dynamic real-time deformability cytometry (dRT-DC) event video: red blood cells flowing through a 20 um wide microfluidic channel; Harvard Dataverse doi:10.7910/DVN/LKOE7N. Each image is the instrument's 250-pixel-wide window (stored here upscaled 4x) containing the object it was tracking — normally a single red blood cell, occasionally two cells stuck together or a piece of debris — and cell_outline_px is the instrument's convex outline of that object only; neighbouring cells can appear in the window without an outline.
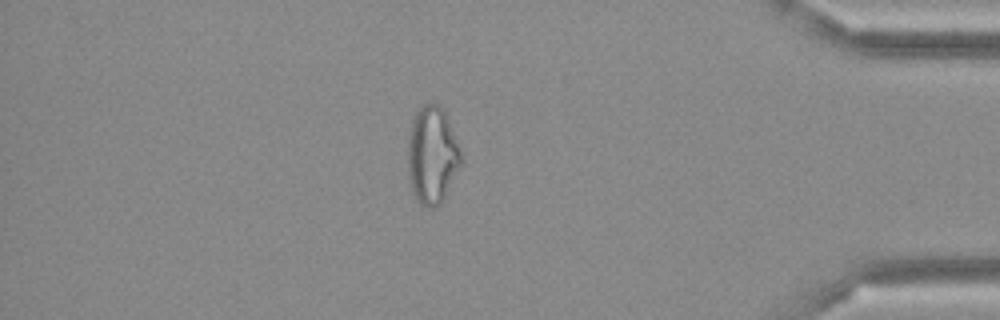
{"species": "Egyptian fruit bat (a non-hibernating species)", "species_latin": "Rousettus aegyptiacus", "temperature_condition": "cold", "stored_images_in_passage": 49, "camera_frame_rate_fps": 3000, "um_per_image_px": 0.085, "frame": {"image": 1, "passage_image": 42, "time_ms": 13.667, "image_size_px": [1000, 320], "cell_outline_px": [[464, 160], [440, 204], [436, 208], [428, 208], [420, 204], [412, 196], [408, 176], [408, 136], [412, 120], [416, 112], [424, 104], [436, 104], [444, 108]], "centroid_in_image_um": [36.72, 13.22], "position_along_channel_um": 398.5, "area_um2": 30.58}}